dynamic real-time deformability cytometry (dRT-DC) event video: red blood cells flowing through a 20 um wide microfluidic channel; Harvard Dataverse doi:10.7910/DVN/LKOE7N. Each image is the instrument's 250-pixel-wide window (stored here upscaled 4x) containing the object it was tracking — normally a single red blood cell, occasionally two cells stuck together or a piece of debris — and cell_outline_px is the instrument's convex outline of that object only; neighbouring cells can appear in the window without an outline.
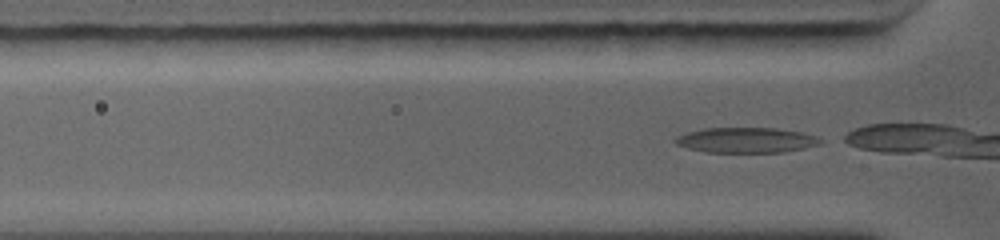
{"species": "common noctule bat (a hibernating species)", "species_latin": "Nyctalus noctula", "temperature_condition": "warm", "stored_images_in_passage": 5, "camera_frame_rate_fps": 5000, "um_per_image_px": 0.085, "animal": {"sex": "female", "body_mass_g": 19.0, "forearm_length_mm": 56.7}, "frame": {"image": 1, "passage_image": 3, "time_ms": 0.4, "image_size_px": [1000, 240], "cell_outline_px": [[800, 136], [792, 148], [776, 152], [720, 152], [696, 148], [688, 136], [696, 132], [712, 128], [768, 128], [792, 132]], "centroid_in_image_um": [63.24, 11.89], "position_along_channel_um": 62.6, "area_um2": 16.42}}